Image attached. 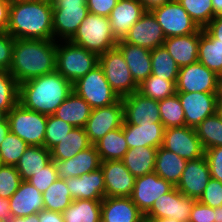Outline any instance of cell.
<instances>
[{
  "mask_svg": "<svg viewBox=\"0 0 222 222\" xmlns=\"http://www.w3.org/2000/svg\"><path fill=\"white\" fill-rule=\"evenodd\" d=\"M116 47L121 51L134 81L140 85L152 71L151 50L118 40Z\"/></svg>",
  "mask_w": 222,
  "mask_h": 222,
  "instance_id": "26",
  "label": "cell"
},
{
  "mask_svg": "<svg viewBox=\"0 0 222 222\" xmlns=\"http://www.w3.org/2000/svg\"><path fill=\"white\" fill-rule=\"evenodd\" d=\"M51 0H11L7 32L14 39L54 40Z\"/></svg>",
  "mask_w": 222,
  "mask_h": 222,
  "instance_id": "1",
  "label": "cell"
},
{
  "mask_svg": "<svg viewBox=\"0 0 222 222\" xmlns=\"http://www.w3.org/2000/svg\"><path fill=\"white\" fill-rule=\"evenodd\" d=\"M162 147L186 160H195L205 154L195 128L188 126L165 129Z\"/></svg>",
  "mask_w": 222,
  "mask_h": 222,
  "instance_id": "13",
  "label": "cell"
},
{
  "mask_svg": "<svg viewBox=\"0 0 222 222\" xmlns=\"http://www.w3.org/2000/svg\"><path fill=\"white\" fill-rule=\"evenodd\" d=\"M217 114L220 116L221 120H222V102H218L217 105Z\"/></svg>",
  "mask_w": 222,
  "mask_h": 222,
  "instance_id": "64",
  "label": "cell"
},
{
  "mask_svg": "<svg viewBox=\"0 0 222 222\" xmlns=\"http://www.w3.org/2000/svg\"><path fill=\"white\" fill-rule=\"evenodd\" d=\"M124 136L128 148L162 146L165 127L162 123L123 124Z\"/></svg>",
  "mask_w": 222,
  "mask_h": 222,
  "instance_id": "25",
  "label": "cell"
},
{
  "mask_svg": "<svg viewBox=\"0 0 222 222\" xmlns=\"http://www.w3.org/2000/svg\"><path fill=\"white\" fill-rule=\"evenodd\" d=\"M144 214L131 197H105L101 203V222H141Z\"/></svg>",
  "mask_w": 222,
  "mask_h": 222,
  "instance_id": "24",
  "label": "cell"
},
{
  "mask_svg": "<svg viewBox=\"0 0 222 222\" xmlns=\"http://www.w3.org/2000/svg\"><path fill=\"white\" fill-rule=\"evenodd\" d=\"M210 179V168L204 155L195 160H188L175 187L185 196L198 200Z\"/></svg>",
  "mask_w": 222,
  "mask_h": 222,
  "instance_id": "20",
  "label": "cell"
},
{
  "mask_svg": "<svg viewBox=\"0 0 222 222\" xmlns=\"http://www.w3.org/2000/svg\"><path fill=\"white\" fill-rule=\"evenodd\" d=\"M52 161L50 150L44 146H29L15 165L22 180L29 179Z\"/></svg>",
  "mask_w": 222,
  "mask_h": 222,
  "instance_id": "34",
  "label": "cell"
},
{
  "mask_svg": "<svg viewBox=\"0 0 222 222\" xmlns=\"http://www.w3.org/2000/svg\"><path fill=\"white\" fill-rule=\"evenodd\" d=\"M185 114V126L196 128L207 117L217 113V93H177Z\"/></svg>",
  "mask_w": 222,
  "mask_h": 222,
  "instance_id": "15",
  "label": "cell"
},
{
  "mask_svg": "<svg viewBox=\"0 0 222 222\" xmlns=\"http://www.w3.org/2000/svg\"><path fill=\"white\" fill-rule=\"evenodd\" d=\"M160 118L165 129L185 126V114L177 93L158 101Z\"/></svg>",
  "mask_w": 222,
  "mask_h": 222,
  "instance_id": "40",
  "label": "cell"
},
{
  "mask_svg": "<svg viewBox=\"0 0 222 222\" xmlns=\"http://www.w3.org/2000/svg\"><path fill=\"white\" fill-rule=\"evenodd\" d=\"M198 201L212 208L222 206V183L211 178Z\"/></svg>",
  "mask_w": 222,
  "mask_h": 222,
  "instance_id": "48",
  "label": "cell"
},
{
  "mask_svg": "<svg viewBox=\"0 0 222 222\" xmlns=\"http://www.w3.org/2000/svg\"><path fill=\"white\" fill-rule=\"evenodd\" d=\"M141 222H180V221H177V220H175L173 218H167V217H164V218H152V217L144 216Z\"/></svg>",
  "mask_w": 222,
  "mask_h": 222,
  "instance_id": "60",
  "label": "cell"
},
{
  "mask_svg": "<svg viewBox=\"0 0 222 222\" xmlns=\"http://www.w3.org/2000/svg\"><path fill=\"white\" fill-rule=\"evenodd\" d=\"M12 216H28L44 210L43 194L26 180L9 198Z\"/></svg>",
  "mask_w": 222,
  "mask_h": 222,
  "instance_id": "27",
  "label": "cell"
},
{
  "mask_svg": "<svg viewBox=\"0 0 222 222\" xmlns=\"http://www.w3.org/2000/svg\"><path fill=\"white\" fill-rule=\"evenodd\" d=\"M146 11H151L152 9L162 6L165 3L171 2L173 0H139Z\"/></svg>",
  "mask_w": 222,
  "mask_h": 222,
  "instance_id": "57",
  "label": "cell"
},
{
  "mask_svg": "<svg viewBox=\"0 0 222 222\" xmlns=\"http://www.w3.org/2000/svg\"><path fill=\"white\" fill-rule=\"evenodd\" d=\"M10 132L9 129V123L7 118L3 121L0 122V145L4 141L6 135Z\"/></svg>",
  "mask_w": 222,
  "mask_h": 222,
  "instance_id": "59",
  "label": "cell"
},
{
  "mask_svg": "<svg viewBox=\"0 0 222 222\" xmlns=\"http://www.w3.org/2000/svg\"><path fill=\"white\" fill-rule=\"evenodd\" d=\"M12 217L9 199L0 197V220L8 222Z\"/></svg>",
  "mask_w": 222,
  "mask_h": 222,
  "instance_id": "56",
  "label": "cell"
},
{
  "mask_svg": "<svg viewBox=\"0 0 222 222\" xmlns=\"http://www.w3.org/2000/svg\"><path fill=\"white\" fill-rule=\"evenodd\" d=\"M204 155L209 164L211 178L222 183V146L208 148Z\"/></svg>",
  "mask_w": 222,
  "mask_h": 222,
  "instance_id": "50",
  "label": "cell"
},
{
  "mask_svg": "<svg viewBox=\"0 0 222 222\" xmlns=\"http://www.w3.org/2000/svg\"><path fill=\"white\" fill-rule=\"evenodd\" d=\"M28 147L29 145L24 140L9 132L0 145V156L3 165L15 166Z\"/></svg>",
  "mask_w": 222,
  "mask_h": 222,
  "instance_id": "44",
  "label": "cell"
},
{
  "mask_svg": "<svg viewBox=\"0 0 222 222\" xmlns=\"http://www.w3.org/2000/svg\"><path fill=\"white\" fill-rule=\"evenodd\" d=\"M73 92V84L57 70L19 84V99L24 108L53 115Z\"/></svg>",
  "mask_w": 222,
  "mask_h": 222,
  "instance_id": "3",
  "label": "cell"
},
{
  "mask_svg": "<svg viewBox=\"0 0 222 222\" xmlns=\"http://www.w3.org/2000/svg\"><path fill=\"white\" fill-rule=\"evenodd\" d=\"M105 197H131L135 177L125 167L122 160L102 161Z\"/></svg>",
  "mask_w": 222,
  "mask_h": 222,
  "instance_id": "17",
  "label": "cell"
},
{
  "mask_svg": "<svg viewBox=\"0 0 222 222\" xmlns=\"http://www.w3.org/2000/svg\"><path fill=\"white\" fill-rule=\"evenodd\" d=\"M215 16L222 14V0H211Z\"/></svg>",
  "mask_w": 222,
  "mask_h": 222,
  "instance_id": "61",
  "label": "cell"
},
{
  "mask_svg": "<svg viewBox=\"0 0 222 222\" xmlns=\"http://www.w3.org/2000/svg\"><path fill=\"white\" fill-rule=\"evenodd\" d=\"M187 162L188 160L160 146L157 149L154 172L176 186Z\"/></svg>",
  "mask_w": 222,
  "mask_h": 222,
  "instance_id": "30",
  "label": "cell"
},
{
  "mask_svg": "<svg viewBox=\"0 0 222 222\" xmlns=\"http://www.w3.org/2000/svg\"><path fill=\"white\" fill-rule=\"evenodd\" d=\"M99 65L109 85L120 98L138 91L139 85L134 81L129 67L117 47L99 55Z\"/></svg>",
  "mask_w": 222,
  "mask_h": 222,
  "instance_id": "9",
  "label": "cell"
},
{
  "mask_svg": "<svg viewBox=\"0 0 222 222\" xmlns=\"http://www.w3.org/2000/svg\"><path fill=\"white\" fill-rule=\"evenodd\" d=\"M73 92L83 98L92 109L116 103L120 97L111 88L100 65L73 84Z\"/></svg>",
  "mask_w": 222,
  "mask_h": 222,
  "instance_id": "7",
  "label": "cell"
},
{
  "mask_svg": "<svg viewBox=\"0 0 222 222\" xmlns=\"http://www.w3.org/2000/svg\"><path fill=\"white\" fill-rule=\"evenodd\" d=\"M118 1L119 0H86V4L89 13L109 17Z\"/></svg>",
  "mask_w": 222,
  "mask_h": 222,
  "instance_id": "52",
  "label": "cell"
},
{
  "mask_svg": "<svg viewBox=\"0 0 222 222\" xmlns=\"http://www.w3.org/2000/svg\"><path fill=\"white\" fill-rule=\"evenodd\" d=\"M217 99L218 102H222V78H218Z\"/></svg>",
  "mask_w": 222,
  "mask_h": 222,
  "instance_id": "63",
  "label": "cell"
},
{
  "mask_svg": "<svg viewBox=\"0 0 222 222\" xmlns=\"http://www.w3.org/2000/svg\"><path fill=\"white\" fill-rule=\"evenodd\" d=\"M91 145L92 143L90 142L85 129L82 127H75L59 144L50 150L51 158L52 160L70 159Z\"/></svg>",
  "mask_w": 222,
  "mask_h": 222,
  "instance_id": "32",
  "label": "cell"
},
{
  "mask_svg": "<svg viewBox=\"0 0 222 222\" xmlns=\"http://www.w3.org/2000/svg\"><path fill=\"white\" fill-rule=\"evenodd\" d=\"M102 200L76 199L62 212L64 222H101Z\"/></svg>",
  "mask_w": 222,
  "mask_h": 222,
  "instance_id": "36",
  "label": "cell"
},
{
  "mask_svg": "<svg viewBox=\"0 0 222 222\" xmlns=\"http://www.w3.org/2000/svg\"><path fill=\"white\" fill-rule=\"evenodd\" d=\"M166 37L151 11H146L129 29L123 40L148 50L163 46Z\"/></svg>",
  "mask_w": 222,
  "mask_h": 222,
  "instance_id": "19",
  "label": "cell"
},
{
  "mask_svg": "<svg viewBox=\"0 0 222 222\" xmlns=\"http://www.w3.org/2000/svg\"><path fill=\"white\" fill-rule=\"evenodd\" d=\"M7 118V114L0 110V122H3Z\"/></svg>",
  "mask_w": 222,
  "mask_h": 222,
  "instance_id": "65",
  "label": "cell"
},
{
  "mask_svg": "<svg viewBox=\"0 0 222 222\" xmlns=\"http://www.w3.org/2000/svg\"><path fill=\"white\" fill-rule=\"evenodd\" d=\"M178 2L201 29L215 17L211 0H178Z\"/></svg>",
  "mask_w": 222,
  "mask_h": 222,
  "instance_id": "42",
  "label": "cell"
},
{
  "mask_svg": "<svg viewBox=\"0 0 222 222\" xmlns=\"http://www.w3.org/2000/svg\"><path fill=\"white\" fill-rule=\"evenodd\" d=\"M174 186L155 172L135 178L132 202L145 215L153 206L156 199L168 193Z\"/></svg>",
  "mask_w": 222,
  "mask_h": 222,
  "instance_id": "16",
  "label": "cell"
},
{
  "mask_svg": "<svg viewBox=\"0 0 222 222\" xmlns=\"http://www.w3.org/2000/svg\"><path fill=\"white\" fill-rule=\"evenodd\" d=\"M205 29L222 44V14L215 16Z\"/></svg>",
  "mask_w": 222,
  "mask_h": 222,
  "instance_id": "53",
  "label": "cell"
},
{
  "mask_svg": "<svg viewBox=\"0 0 222 222\" xmlns=\"http://www.w3.org/2000/svg\"><path fill=\"white\" fill-rule=\"evenodd\" d=\"M59 42L57 41L56 70L72 84L99 65L98 54L70 40Z\"/></svg>",
  "mask_w": 222,
  "mask_h": 222,
  "instance_id": "5",
  "label": "cell"
},
{
  "mask_svg": "<svg viewBox=\"0 0 222 222\" xmlns=\"http://www.w3.org/2000/svg\"><path fill=\"white\" fill-rule=\"evenodd\" d=\"M64 180L73 200H103L105 198L104 177L101 167L80 177Z\"/></svg>",
  "mask_w": 222,
  "mask_h": 222,
  "instance_id": "22",
  "label": "cell"
},
{
  "mask_svg": "<svg viewBox=\"0 0 222 222\" xmlns=\"http://www.w3.org/2000/svg\"><path fill=\"white\" fill-rule=\"evenodd\" d=\"M151 74L177 83L179 67L164 46L151 50Z\"/></svg>",
  "mask_w": 222,
  "mask_h": 222,
  "instance_id": "37",
  "label": "cell"
},
{
  "mask_svg": "<svg viewBox=\"0 0 222 222\" xmlns=\"http://www.w3.org/2000/svg\"><path fill=\"white\" fill-rule=\"evenodd\" d=\"M218 78H222V71H221V73L218 75Z\"/></svg>",
  "mask_w": 222,
  "mask_h": 222,
  "instance_id": "66",
  "label": "cell"
},
{
  "mask_svg": "<svg viewBox=\"0 0 222 222\" xmlns=\"http://www.w3.org/2000/svg\"><path fill=\"white\" fill-rule=\"evenodd\" d=\"M91 111V106L75 92H72L53 115L72 125L74 128H84Z\"/></svg>",
  "mask_w": 222,
  "mask_h": 222,
  "instance_id": "29",
  "label": "cell"
},
{
  "mask_svg": "<svg viewBox=\"0 0 222 222\" xmlns=\"http://www.w3.org/2000/svg\"><path fill=\"white\" fill-rule=\"evenodd\" d=\"M218 75L200 62L179 68L176 93H217Z\"/></svg>",
  "mask_w": 222,
  "mask_h": 222,
  "instance_id": "12",
  "label": "cell"
},
{
  "mask_svg": "<svg viewBox=\"0 0 222 222\" xmlns=\"http://www.w3.org/2000/svg\"><path fill=\"white\" fill-rule=\"evenodd\" d=\"M51 1L53 4L52 22L54 40H70L88 14L86 0Z\"/></svg>",
  "mask_w": 222,
  "mask_h": 222,
  "instance_id": "8",
  "label": "cell"
},
{
  "mask_svg": "<svg viewBox=\"0 0 222 222\" xmlns=\"http://www.w3.org/2000/svg\"><path fill=\"white\" fill-rule=\"evenodd\" d=\"M215 222H222V206L214 208Z\"/></svg>",
  "mask_w": 222,
  "mask_h": 222,
  "instance_id": "62",
  "label": "cell"
},
{
  "mask_svg": "<svg viewBox=\"0 0 222 222\" xmlns=\"http://www.w3.org/2000/svg\"><path fill=\"white\" fill-rule=\"evenodd\" d=\"M8 222H39V213L28 216H13Z\"/></svg>",
  "mask_w": 222,
  "mask_h": 222,
  "instance_id": "58",
  "label": "cell"
},
{
  "mask_svg": "<svg viewBox=\"0 0 222 222\" xmlns=\"http://www.w3.org/2000/svg\"><path fill=\"white\" fill-rule=\"evenodd\" d=\"M39 222H64V219L62 213L44 209L39 212Z\"/></svg>",
  "mask_w": 222,
  "mask_h": 222,
  "instance_id": "55",
  "label": "cell"
},
{
  "mask_svg": "<svg viewBox=\"0 0 222 222\" xmlns=\"http://www.w3.org/2000/svg\"><path fill=\"white\" fill-rule=\"evenodd\" d=\"M189 222H215L214 208L196 200L190 212Z\"/></svg>",
  "mask_w": 222,
  "mask_h": 222,
  "instance_id": "51",
  "label": "cell"
},
{
  "mask_svg": "<svg viewBox=\"0 0 222 222\" xmlns=\"http://www.w3.org/2000/svg\"><path fill=\"white\" fill-rule=\"evenodd\" d=\"M73 128L72 125L64 122L60 118L49 115L46 124L44 147L51 150L54 146L59 144Z\"/></svg>",
  "mask_w": 222,
  "mask_h": 222,
  "instance_id": "45",
  "label": "cell"
},
{
  "mask_svg": "<svg viewBox=\"0 0 222 222\" xmlns=\"http://www.w3.org/2000/svg\"><path fill=\"white\" fill-rule=\"evenodd\" d=\"M196 199L182 194L175 186L155 200L151 209L144 215L152 218H173L189 222L190 212Z\"/></svg>",
  "mask_w": 222,
  "mask_h": 222,
  "instance_id": "14",
  "label": "cell"
},
{
  "mask_svg": "<svg viewBox=\"0 0 222 222\" xmlns=\"http://www.w3.org/2000/svg\"><path fill=\"white\" fill-rule=\"evenodd\" d=\"M198 62L219 75L222 71V44L205 28H200Z\"/></svg>",
  "mask_w": 222,
  "mask_h": 222,
  "instance_id": "33",
  "label": "cell"
},
{
  "mask_svg": "<svg viewBox=\"0 0 222 222\" xmlns=\"http://www.w3.org/2000/svg\"><path fill=\"white\" fill-rule=\"evenodd\" d=\"M11 0H0V32L7 31Z\"/></svg>",
  "mask_w": 222,
  "mask_h": 222,
  "instance_id": "54",
  "label": "cell"
},
{
  "mask_svg": "<svg viewBox=\"0 0 222 222\" xmlns=\"http://www.w3.org/2000/svg\"><path fill=\"white\" fill-rule=\"evenodd\" d=\"M57 41L15 39L9 73L18 84L56 70Z\"/></svg>",
  "mask_w": 222,
  "mask_h": 222,
  "instance_id": "2",
  "label": "cell"
},
{
  "mask_svg": "<svg viewBox=\"0 0 222 222\" xmlns=\"http://www.w3.org/2000/svg\"><path fill=\"white\" fill-rule=\"evenodd\" d=\"M121 99L124 105L123 124L139 126L142 123H162L157 100L145 97L138 91Z\"/></svg>",
  "mask_w": 222,
  "mask_h": 222,
  "instance_id": "18",
  "label": "cell"
},
{
  "mask_svg": "<svg viewBox=\"0 0 222 222\" xmlns=\"http://www.w3.org/2000/svg\"><path fill=\"white\" fill-rule=\"evenodd\" d=\"M195 131L204 150L222 146V120L217 113L203 120Z\"/></svg>",
  "mask_w": 222,
  "mask_h": 222,
  "instance_id": "39",
  "label": "cell"
},
{
  "mask_svg": "<svg viewBox=\"0 0 222 222\" xmlns=\"http://www.w3.org/2000/svg\"><path fill=\"white\" fill-rule=\"evenodd\" d=\"M138 92L145 97L160 101L176 93V84L151 74L138 86Z\"/></svg>",
  "mask_w": 222,
  "mask_h": 222,
  "instance_id": "41",
  "label": "cell"
},
{
  "mask_svg": "<svg viewBox=\"0 0 222 222\" xmlns=\"http://www.w3.org/2000/svg\"><path fill=\"white\" fill-rule=\"evenodd\" d=\"M3 165L2 160H1V156H0V167Z\"/></svg>",
  "mask_w": 222,
  "mask_h": 222,
  "instance_id": "67",
  "label": "cell"
},
{
  "mask_svg": "<svg viewBox=\"0 0 222 222\" xmlns=\"http://www.w3.org/2000/svg\"><path fill=\"white\" fill-rule=\"evenodd\" d=\"M70 41L101 55L116 47L118 39L112 32L109 17L88 12Z\"/></svg>",
  "mask_w": 222,
  "mask_h": 222,
  "instance_id": "4",
  "label": "cell"
},
{
  "mask_svg": "<svg viewBox=\"0 0 222 222\" xmlns=\"http://www.w3.org/2000/svg\"><path fill=\"white\" fill-rule=\"evenodd\" d=\"M124 122V105L120 98L116 103L92 109L84 127L92 144L104 137L108 132L122 127Z\"/></svg>",
  "mask_w": 222,
  "mask_h": 222,
  "instance_id": "11",
  "label": "cell"
},
{
  "mask_svg": "<svg viewBox=\"0 0 222 222\" xmlns=\"http://www.w3.org/2000/svg\"><path fill=\"white\" fill-rule=\"evenodd\" d=\"M157 148L138 147L128 149L122 161L136 178L154 172Z\"/></svg>",
  "mask_w": 222,
  "mask_h": 222,
  "instance_id": "31",
  "label": "cell"
},
{
  "mask_svg": "<svg viewBox=\"0 0 222 222\" xmlns=\"http://www.w3.org/2000/svg\"><path fill=\"white\" fill-rule=\"evenodd\" d=\"M60 179L80 177L100 168L101 160L94 144L66 160H53Z\"/></svg>",
  "mask_w": 222,
  "mask_h": 222,
  "instance_id": "21",
  "label": "cell"
},
{
  "mask_svg": "<svg viewBox=\"0 0 222 222\" xmlns=\"http://www.w3.org/2000/svg\"><path fill=\"white\" fill-rule=\"evenodd\" d=\"M58 174L56 173V169L54 166L53 160L47 164L43 169L39 172L32 175L28 181L35 188H37L41 193H44L46 189L58 179Z\"/></svg>",
  "mask_w": 222,
  "mask_h": 222,
  "instance_id": "47",
  "label": "cell"
},
{
  "mask_svg": "<svg viewBox=\"0 0 222 222\" xmlns=\"http://www.w3.org/2000/svg\"><path fill=\"white\" fill-rule=\"evenodd\" d=\"M151 12L166 38L193 34L200 29L178 0L156 7Z\"/></svg>",
  "mask_w": 222,
  "mask_h": 222,
  "instance_id": "10",
  "label": "cell"
},
{
  "mask_svg": "<svg viewBox=\"0 0 222 222\" xmlns=\"http://www.w3.org/2000/svg\"><path fill=\"white\" fill-rule=\"evenodd\" d=\"M94 146L98 151L101 162L122 160L129 149L122 127L108 132L94 143Z\"/></svg>",
  "mask_w": 222,
  "mask_h": 222,
  "instance_id": "35",
  "label": "cell"
},
{
  "mask_svg": "<svg viewBox=\"0 0 222 222\" xmlns=\"http://www.w3.org/2000/svg\"><path fill=\"white\" fill-rule=\"evenodd\" d=\"M199 41L200 29L193 34L166 38L163 46L181 68L198 62Z\"/></svg>",
  "mask_w": 222,
  "mask_h": 222,
  "instance_id": "28",
  "label": "cell"
},
{
  "mask_svg": "<svg viewBox=\"0 0 222 222\" xmlns=\"http://www.w3.org/2000/svg\"><path fill=\"white\" fill-rule=\"evenodd\" d=\"M43 194L44 209L62 213L73 201L65 180L58 178Z\"/></svg>",
  "mask_w": 222,
  "mask_h": 222,
  "instance_id": "38",
  "label": "cell"
},
{
  "mask_svg": "<svg viewBox=\"0 0 222 222\" xmlns=\"http://www.w3.org/2000/svg\"><path fill=\"white\" fill-rule=\"evenodd\" d=\"M15 39L7 32H0V70L9 71Z\"/></svg>",
  "mask_w": 222,
  "mask_h": 222,
  "instance_id": "49",
  "label": "cell"
},
{
  "mask_svg": "<svg viewBox=\"0 0 222 222\" xmlns=\"http://www.w3.org/2000/svg\"><path fill=\"white\" fill-rule=\"evenodd\" d=\"M19 84L5 70H0V110L8 114L18 103Z\"/></svg>",
  "mask_w": 222,
  "mask_h": 222,
  "instance_id": "43",
  "label": "cell"
},
{
  "mask_svg": "<svg viewBox=\"0 0 222 222\" xmlns=\"http://www.w3.org/2000/svg\"><path fill=\"white\" fill-rule=\"evenodd\" d=\"M22 179L14 165L0 167V197L9 199L19 188Z\"/></svg>",
  "mask_w": 222,
  "mask_h": 222,
  "instance_id": "46",
  "label": "cell"
},
{
  "mask_svg": "<svg viewBox=\"0 0 222 222\" xmlns=\"http://www.w3.org/2000/svg\"><path fill=\"white\" fill-rule=\"evenodd\" d=\"M145 12L139 0H119L109 16L114 36L118 40L123 39Z\"/></svg>",
  "mask_w": 222,
  "mask_h": 222,
  "instance_id": "23",
  "label": "cell"
},
{
  "mask_svg": "<svg viewBox=\"0 0 222 222\" xmlns=\"http://www.w3.org/2000/svg\"><path fill=\"white\" fill-rule=\"evenodd\" d=\"M47 115L24 108L17 103L7 114L10 132L29 146H44Z\"/></svg>",
  "mask_w": 222,
  "mask_h": 222,
  "instance_id": "6",
  "label": "cell"
}]
</instances>
